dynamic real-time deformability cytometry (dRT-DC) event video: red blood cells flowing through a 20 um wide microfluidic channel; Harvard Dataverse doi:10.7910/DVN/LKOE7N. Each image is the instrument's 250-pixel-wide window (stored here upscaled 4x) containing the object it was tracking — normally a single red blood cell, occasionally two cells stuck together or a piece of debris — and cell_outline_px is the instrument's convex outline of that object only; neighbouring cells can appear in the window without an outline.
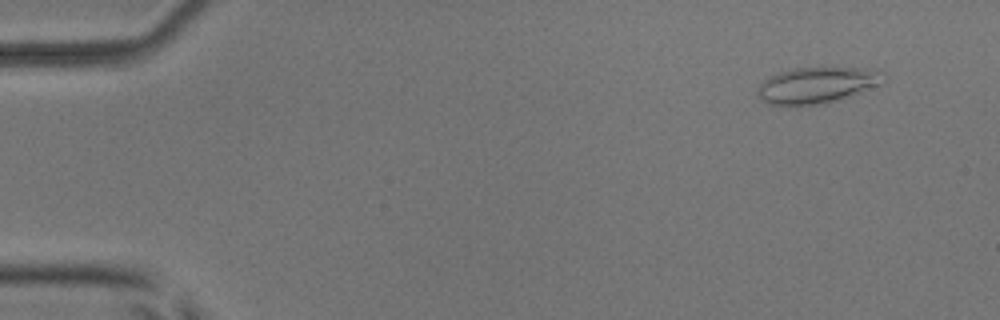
{"species": "common noctule bat (a hibernating species)", "species_latin": "Nyctalus noctula", "temperature_condition": "room temperature", "stored_images_in_passage": 5, "camera_frame_rate_fps": 3000, "um_per_image_px": 0.085, "animal": {"sex": "male", "body_mass_g": 17.9, "forearm_length_mm": 54.2}, "frame": {"image": 1, "passage_image": 2, "time_ms": 1.0, "image_size_px": [1000, 320], "cell_outline_px": [[888, 76], [884, 84], [852, 96], [828, 104], [768, 104], [756, 96], [756, 92], [760, 84], [764, 80], [780, 72], [792, 68], [868, 68], [884, 72]], "centroid_in_image_um": [69.54, 7.24], "position_along_channel_um": 15.5, "area_um2": 26.88}}